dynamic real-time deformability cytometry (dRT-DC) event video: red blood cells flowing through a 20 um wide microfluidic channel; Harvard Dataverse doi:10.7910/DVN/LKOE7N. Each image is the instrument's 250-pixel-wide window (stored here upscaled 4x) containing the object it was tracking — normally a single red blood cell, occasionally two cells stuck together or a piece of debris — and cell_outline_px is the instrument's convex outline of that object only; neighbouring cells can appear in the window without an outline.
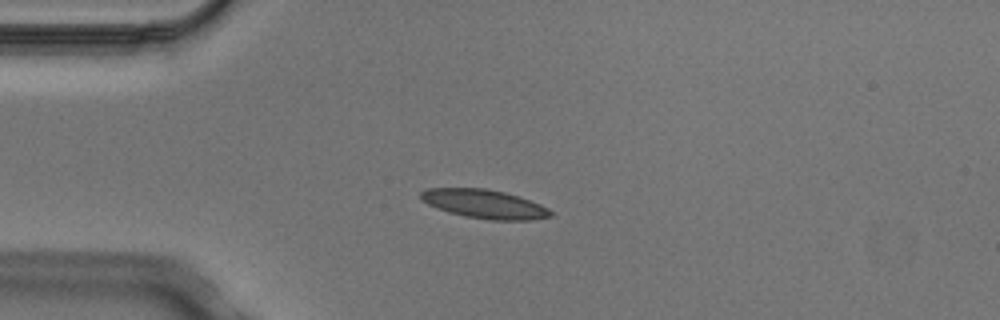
{"species": "Egyptian fruit bat (a non-hibernating species)", "species_latin": "Rousettus aegyptiacus", "temperature_condition": "cold", "stored_images_in_passage": 5, "camera_frame_rate_fps": 3000, "um_per_image_px": 0.085, "animal": {"sex": "male"}, "frame": {"image": 1, "passage_image": 3, "time_ms": 0.667, "image_size_px": [1000, 320], "cell_outline_px": [[552, 216], [528, 220], [492, 220], [464, 216], [448, 212], [436, 208], [420, 200], [420, 192], [428, 188], [484, 188], [504, 192], [540, 204], [548, 208], [552, 212]], "centroid_in_image_um": [41.13, 17.34], "position_along_channel_um": 43.9, "area_um2": 21.68}}
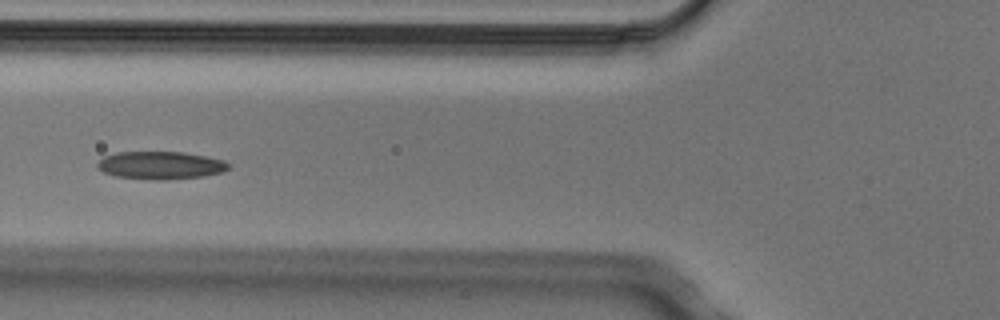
{"frame": {"image": 2, "passage_image": 5, "time_ms": 1.333, "image_size_px": [1000, 320], "cell_outline_px": [[228, 168], [224, 172], [204, 176], [164, 180], [152, 180], [116, 176], [104, 172], [96, 164], [104, 156], [116, 152], [184, 152], [224, 160], [228, 164]], "centroid_in_image_um": [13.65, 14.05], "position_along_channel_um": 112.1, "area_um2": 21.15}}